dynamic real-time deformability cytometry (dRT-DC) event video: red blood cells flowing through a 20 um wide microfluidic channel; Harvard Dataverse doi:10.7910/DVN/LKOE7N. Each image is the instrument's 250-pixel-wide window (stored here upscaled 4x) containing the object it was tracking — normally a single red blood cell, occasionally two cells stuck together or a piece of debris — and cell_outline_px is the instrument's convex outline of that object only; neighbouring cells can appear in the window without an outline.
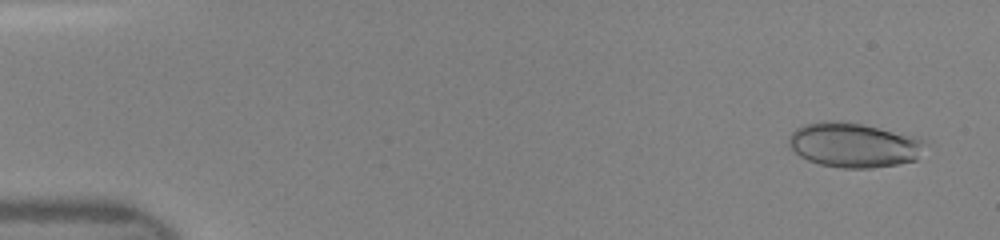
{"species": "human", "species_latin": "Homo sapiens", "temperature_condition": "room temperature", "stored_images_in_passage": 12, "camera_frame_rate_fps": 3000, "um_per_image_px": 0.085, "donor": {"sex": "female"}, "frame": {"image": 1, "passage_image": 3, "time_ms": 0.667, "image_size_px": [1000, 240], "cell_outline_px": [[928, 144], [916, 160], [896, 164], [872, 168], [840, 168], [820, 164], [808, 160], [800, 156], [788, 144], [788, 136], [796, 128], [804, 124], [824, 120], [836, 120], [860, 124], [920, 136], [928, 140]], "centroid_in_image_um": [72.62, 12.31], "position_along_channel_um": 12.4, "area_um2": 35.95}}